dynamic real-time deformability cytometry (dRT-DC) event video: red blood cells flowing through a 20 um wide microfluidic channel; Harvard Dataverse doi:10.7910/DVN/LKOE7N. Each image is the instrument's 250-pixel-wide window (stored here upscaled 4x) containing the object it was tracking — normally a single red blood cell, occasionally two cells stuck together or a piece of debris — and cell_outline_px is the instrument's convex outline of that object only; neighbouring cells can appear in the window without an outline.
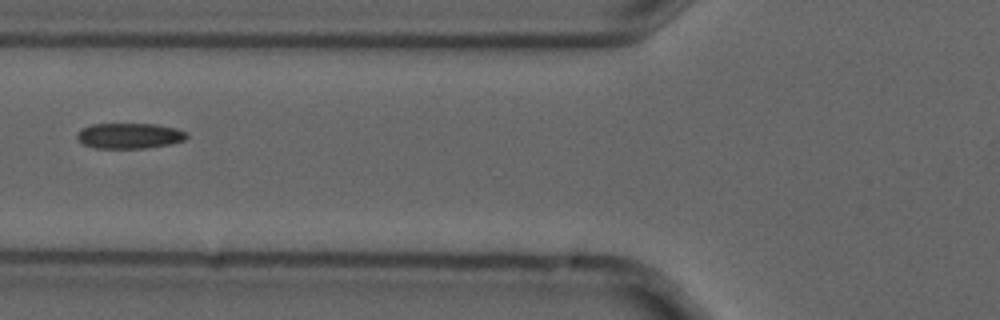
{"species": "common noctule bat (a hibernating species)", "species_latin": "Nyctalus noctula", "temperature_condition": "cold", "stored_images_in_passage": 5, "camera_frame_rate_fps": 3000, "um_per_image_px": 0.085, "animal": {"sex": "male", "forearm_length_mm": 52.5}, "frame": {"image": 1, "passage_image": 2, "time_ms": 0.333, "image_size_px": [1000, 320], "cell_outline_px": [[188, 136], [184, 140], [172, 144], [144, 148], [96, 148], [84, 144], [76, 136], [76, 132], [80, 128], [92, 124], [156, 124], [176, 128], [188, 132]], "centroid_in_image_um": [11.01, 11.53], "position_along_channel_um": 114.8, "area_um2": 16.42}}
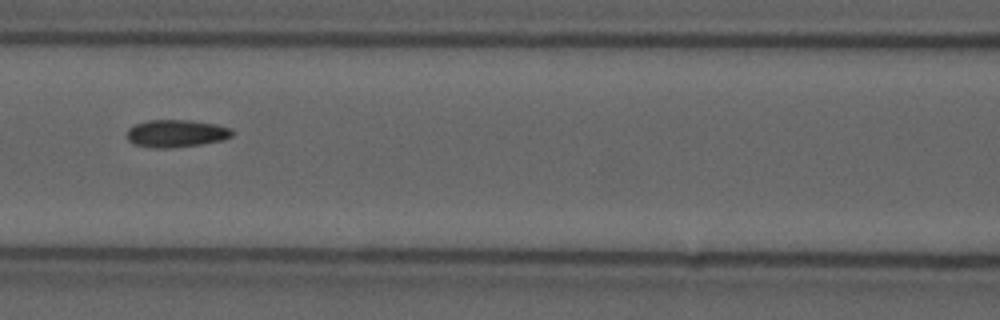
{"frame": {"image": 2, "passage_image": 3, "time_ms": 0.667, "image_size_px": [1000, 320], "cell_outline_px": [[236, 132], [232, 136], [224, 140], [204, 144], [172, 148], [152, 148], [132, 144], [128, 140], [128, 128], [136, 124], [148, 120], [188, 120], [216, 124], [232, 128]], "centroid_in_image_um": [15.02, 11.35], "position_along_channel_um": 151.6, "area_um2": 17.17}}
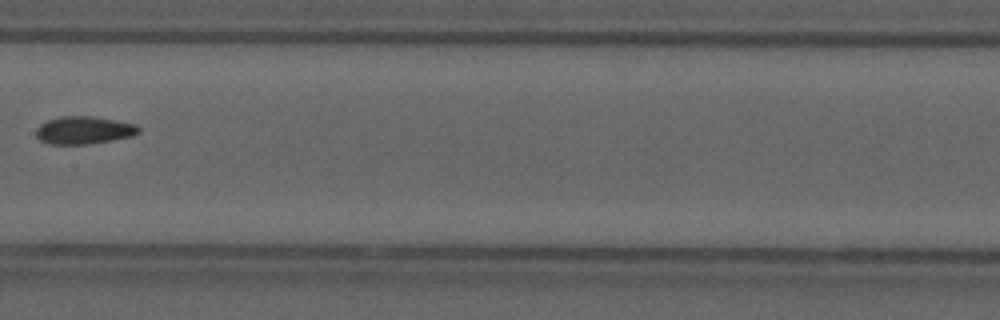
{"frame": {"image": 3, "passage_image": 4, "time_ms": 1.0, "image_size_px": [1000, 320], "cell_outline_px": [[140, 132], [132, 136], [112, 140], [88, 144], [48, 144], [40, 140], [36, 136], [36, 128], [40, 124], [48, 120], [60, 116], [92, 116], [116, 120], [136, 124], [140, 128]], "centroid_in_image_um": [7.13, 11.06], "position_along_channel_um": 200.3, "area_um2": 16.65}}